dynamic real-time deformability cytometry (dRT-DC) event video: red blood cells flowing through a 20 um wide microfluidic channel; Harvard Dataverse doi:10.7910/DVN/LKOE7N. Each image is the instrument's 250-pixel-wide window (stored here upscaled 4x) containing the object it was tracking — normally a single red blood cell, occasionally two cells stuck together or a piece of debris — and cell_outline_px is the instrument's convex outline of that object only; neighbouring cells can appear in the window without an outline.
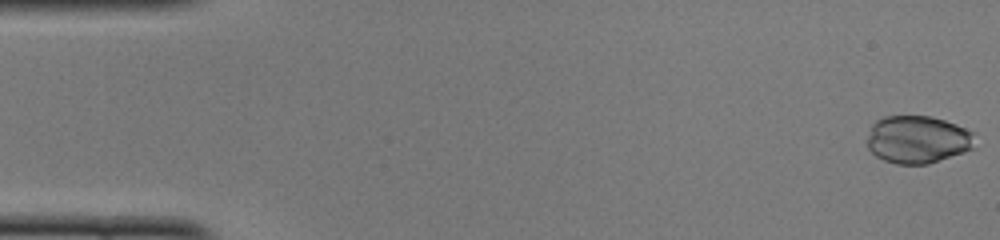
{"species": "common noctule bat (a hibernating species)", "species_latin": "Nyctalus noctula", "temperature_condition": "cold", "stored_images_in_passage": 50, "camera_frame_rate_fps": 3000, "um_per_image_px": 0.085, "animal": {"sex": "female", "body_mass_g": 22.0, "forearm_length_mm": 56.7}, "frame": {"image": 1, "passage_image": 1, "time_ms": 0.0, "image_size_px": [1000, 240], "cell_outline_px": [[976, 148], [928, 164], [896, 164], [884, 160], [876, 156], [868, 148], [868, 136], [872, 124], [876, 120], [884, 116], [932, 116], [956, 124], [972, 132]], "centroid_in_image_um": [78.0, 11.86], "position_along_channel_um": 7.0, "area_um2": 30.0}}